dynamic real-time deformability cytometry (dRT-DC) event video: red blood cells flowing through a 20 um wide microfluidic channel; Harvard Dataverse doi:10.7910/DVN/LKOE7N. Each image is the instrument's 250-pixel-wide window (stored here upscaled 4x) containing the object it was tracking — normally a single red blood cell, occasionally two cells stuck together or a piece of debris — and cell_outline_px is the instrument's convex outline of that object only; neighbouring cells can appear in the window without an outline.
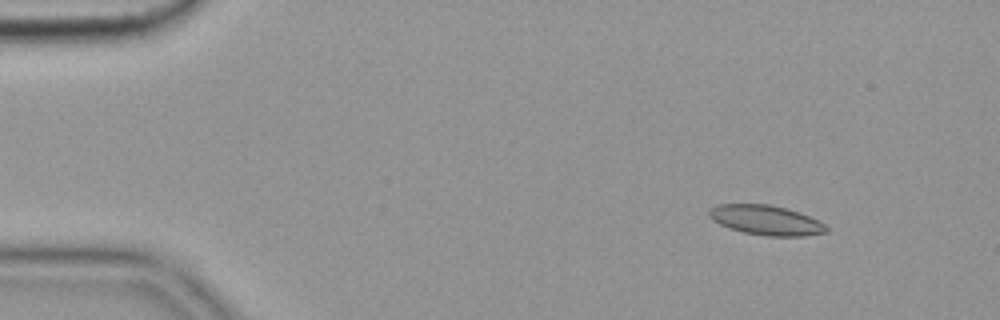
{"species": "common noctule bat (a hibernating species)", "species_latin": "Nyctalus noctula", "temperature_condition": "cold", "stored_images_in_passage": 14, "camera_frame_rate_fps": 3000, "um_per_image_px": 0.085, "animal": {"sex": "female", "body_mass_g": 19.9}, "frame": {"image": 1, "passage_image": 7, "time_ms": 2.0, "image_size_px": [1000, 320], "cell_outline_px": [[828, 228], [824, 232], [804, 236], [768, 236], [744, 232], [720, 224], [712, 220], [708, 216], [708, 212], [716, 204], [768, 204], [788, 208], [808, 216], [824, 224]], "centroid_in_image_um": [65.08, 18.7], "position_along_channel_um": 19.9, "area_um2": 20.06}}